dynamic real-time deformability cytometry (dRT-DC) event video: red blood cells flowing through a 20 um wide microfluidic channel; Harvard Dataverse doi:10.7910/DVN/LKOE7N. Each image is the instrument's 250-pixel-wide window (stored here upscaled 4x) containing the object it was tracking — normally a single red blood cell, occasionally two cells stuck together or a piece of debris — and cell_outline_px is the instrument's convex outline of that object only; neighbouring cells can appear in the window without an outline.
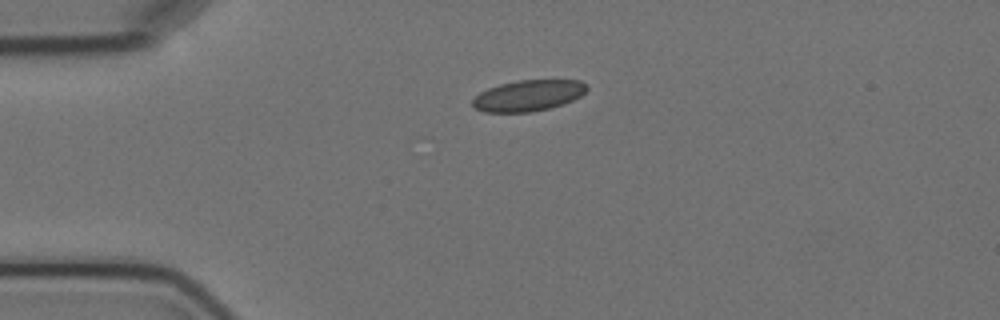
{"species": "Egyptian fruit bat (a non-hibernating species)", "species_latin": "Rousettus aegyptiacus", "temperature_condition": "cold", "stored_images_in_passage": 2, "camera_frame_rate_fps": 3000, "um_per_image_px": 0.085, "animal": {"sex": "female"}, "frame": {"image": 1, "passage_image": 1, "time_ms": 0.0, "image_size_px": [1000, 320], "cell_outline_px": [[588, 88], [580, 96], [564, 104], [532, 112], [484, 112], [476, 108], [472, 104], [472, 100], [480, 92], [488, 88], [500, 84], [520, 80], [580, 80], [588, 84]], "centroid_in_image_um": [44.92, 8.12], "position_along_channel_um": 40.1, "area_um2": 20.63}}